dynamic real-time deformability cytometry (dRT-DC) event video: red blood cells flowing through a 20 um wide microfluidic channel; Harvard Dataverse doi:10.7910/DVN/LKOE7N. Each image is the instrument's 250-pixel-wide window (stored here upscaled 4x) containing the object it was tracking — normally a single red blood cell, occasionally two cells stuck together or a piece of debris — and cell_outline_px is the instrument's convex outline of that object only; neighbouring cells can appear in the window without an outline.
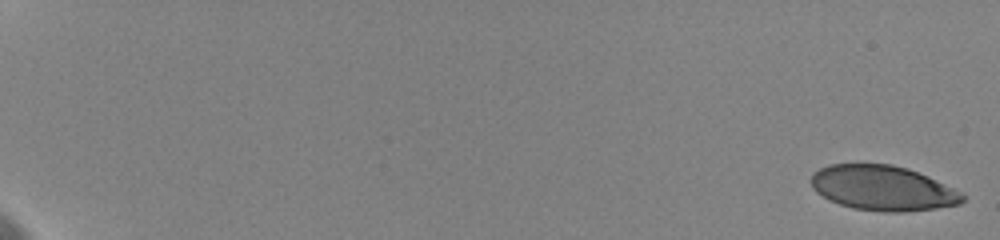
{"species": "human", "species_latin": "Homo sapiens", "temperature_condition": "cold", "stored_images_in_passage": 49, "camera_frame_rate_fps": 3000, "um_per_image_px": 0.085, "donor": {"sex": "female"}, "frame": {"image": 1, "passage_image": 1, "time_ms": 0.0, "image_size_px": [1000, 240], "cell_outline_px": [[964, 200], [960, 204], [936, 208], [904, 212], [884, 212], [852, 208], [828, 200], [816, 192], [812, 188], [812, 172], [828, 164], [892, 164], [908, 168], [928, 176], [960, 192], [964, 196]], "centroid_in_image_um": [75.0, 15.98], "position_along_channel_um": 10.0, "area_um2": 39.71}}
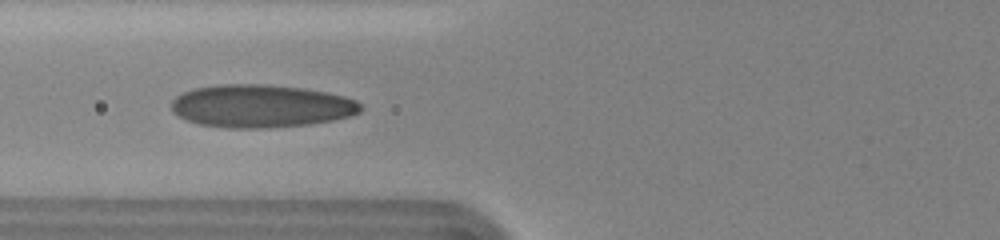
{"frame": {"image": 2, "passage_image": 19, "time_ms": 8.667, "image_size_px": [1000, 240], "cell_outline_px": [[364, 108], [360, 112], [352, 116], [332, 120], [308, 124], [264, 128], [228, 128], [200, 124], [188, 120], [172, 112], [172, 100], [176, 96], [192, 88], [220, 84], [264, 84], [300, 88], [324, 92], [344, 96], [356, 100]], "centroid_in_image_um": [22.18, 9.01], "position_along_channel_um": 103.6, "area_um2": 47.16}}